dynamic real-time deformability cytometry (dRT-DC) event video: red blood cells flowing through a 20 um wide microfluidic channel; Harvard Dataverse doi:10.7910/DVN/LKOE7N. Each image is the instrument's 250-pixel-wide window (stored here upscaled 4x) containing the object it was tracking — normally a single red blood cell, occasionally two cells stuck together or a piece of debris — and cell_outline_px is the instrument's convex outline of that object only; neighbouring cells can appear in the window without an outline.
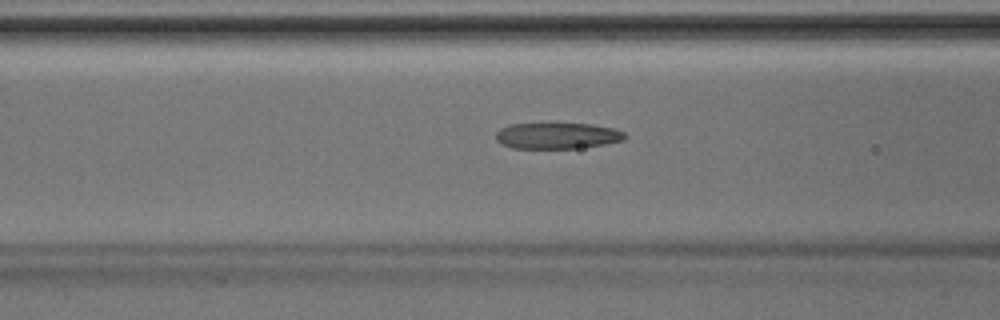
{"species": "Egyptian fruit bat (a non-hibernating species)", "species_latin": "Rousettus aegyptiacus", "temperature_condition": "room temperature", "stored_images_in_passage": 43, "camera_frame_rate_fps": 3000, "um_per_image_px": 0.085, "animal": {"sex": "male"}, "frame": {"image": 1, "passage_image": 17, "time_ms": 5.333, "image_size_px": [1000, 320], "cell_outline_px": [[628, 136], [624, 140], [604, 144], [580, 148], [512, 148], [500, 144], [496, 140], [496, 132], [500, 128], [512, 124], [556, 120], [592, 124], [612, 128], [624, 132]], "centroid_in_image_um": [47.34, 11.48], "position_along_channel_um": 119.3, "area_um2": 20.75}}
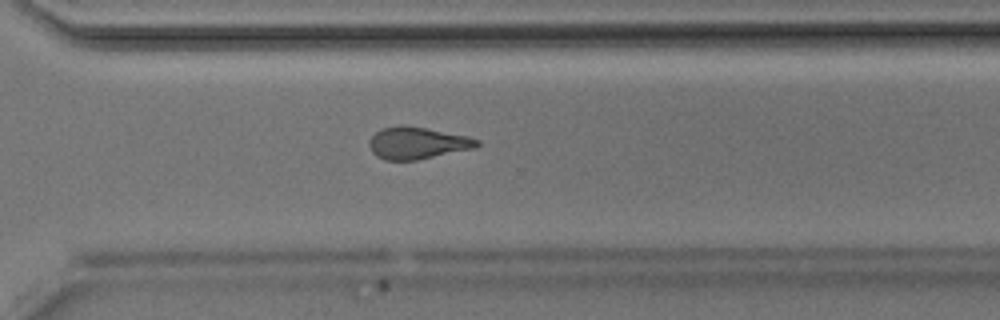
{"frame": {"image": 2, "passage_image": 31, "time_ms": 10.0, "image_size_px": [1000, 320], "cell_outline_px": [[480, 144], [476, 148], [416, 160], [384, 160], [376, 156], [372, 152], [368, 144], [368, 140], [380, 128], [400, 124], [404, 124], [468, 136], [480, 140]], "centroid_in_image_um": [35.45, 12.15], "position_along_channel_um": 335.1, "area_um2": 20.35}}
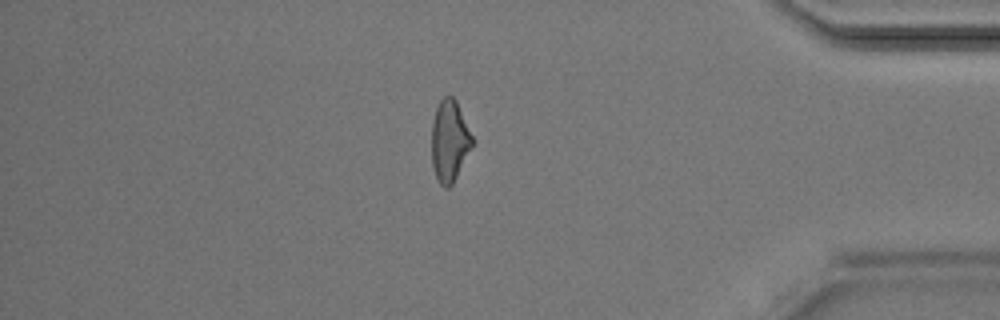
{"frame": {"image": 3, "passage_image": 37, "time_ms": 12.0, "image_size_px": [1000, 320], "cell_outline_px": [[476, 140], [452, 184], [448, 188], [444, 188], [440, 184], [432, 168], [432, 124], [436, 108], [440, 100], [444, 96], [452, 96], [456, 100]], "centroid_in_image_um": [38.24, 11.97], "position_along_channel_um": 397.0, "area_um2": 19.54}}